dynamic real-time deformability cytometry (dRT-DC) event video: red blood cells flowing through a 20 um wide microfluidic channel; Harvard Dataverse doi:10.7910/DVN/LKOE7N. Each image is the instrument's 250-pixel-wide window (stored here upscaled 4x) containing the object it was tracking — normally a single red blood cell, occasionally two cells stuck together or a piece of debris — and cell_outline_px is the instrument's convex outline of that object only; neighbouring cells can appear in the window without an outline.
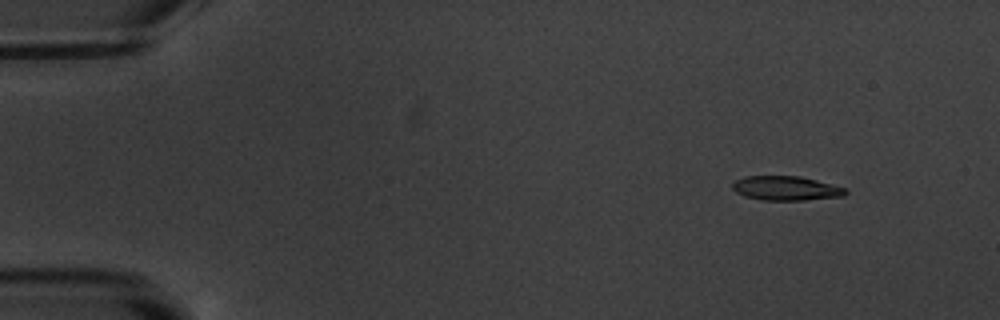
{"species": "common noctule bat (a hibernating species)", "species_latin": "Nyctalus noctula", "temperature_condition": "warm", "stored_images_in_passage": 5, "camera_frame_rate_fps": 3000, "um_per_image_px": 0.085, "animal": {"sex": "male", "body_mass_g": 20.1, "forearm_length_mm": 53.5}, "frame": {"image": 1, "passage_image": 2, "time_ms": 1.0, "image_size_px": [1000, 320], "cell_outline_px": [[848, 192], [844, 196], [804, 200], [764, 200], [744, 196], [736, 192], [732, 188], [732, 184], [736, 180], [744, 176], [800, 176], [848, 188]], "centroid_in_image_um": [66.83, 16.0], "position_along_channel_um": 18.2, "area_um2": 16.07}}
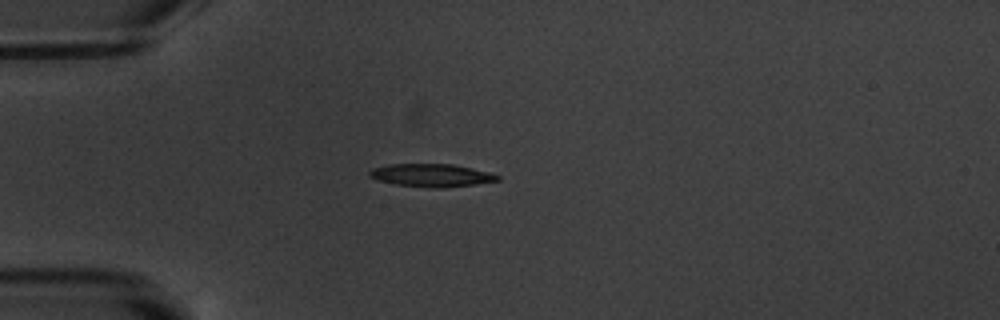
{"frame": {"image": 2, "passage_image": 4, "time_ms": 4.333, "image_size_px": [1000, 320], "cell_outline_px": [[500, 180], [472, 184], [440, 188], [432, 188], [396, 184], [376, 180], [368, 176], [368, 172], [372, 168], [388, 164], [452, 164], [472, 168], [488, 172], [500, 176]], "centroid_in_image_um": [36.61, 14.89], "position_along_channel_um": 48.4, "area_um2": 16.99}}